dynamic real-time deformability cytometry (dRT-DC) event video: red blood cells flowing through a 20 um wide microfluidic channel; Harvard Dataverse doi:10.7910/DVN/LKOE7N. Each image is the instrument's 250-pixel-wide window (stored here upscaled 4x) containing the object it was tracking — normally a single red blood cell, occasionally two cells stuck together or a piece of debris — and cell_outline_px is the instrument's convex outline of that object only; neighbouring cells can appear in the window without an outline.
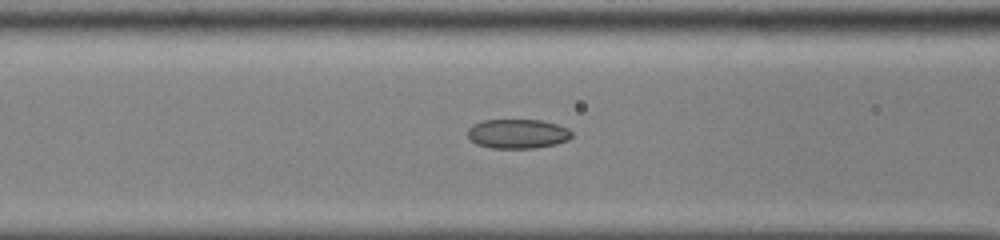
{"species": "common noctule bat (a hibernating species)", "species_latin": "Nyctalus noctula", "temperature_condition": "cold", "stored_images_in_passage": 53, "camera_frame_rate_fps": 3000, "um_per_image_px": 0.085, "animal": {"sex": "male", "body_mass_g": 13.0, "forearm_length_mm": 53.1}, "frame": {"image": 1, "passage_image": 23, "time_ms": 7.333, "image_size_px": [1000, 240], "cell_outline_px": [[572, 136], [568, 140], [556, 144], [536, 148], [492, 148], [476, 144], [468, 136], [468, 128], [472, 124], [484, 120], [540, 120], [556, 124], [568, 128], [572, 132]], "centroid_in_image_um": [44.0, 11.37], "position_along_channel_um": 122.6, "area_um2": 17.86}}
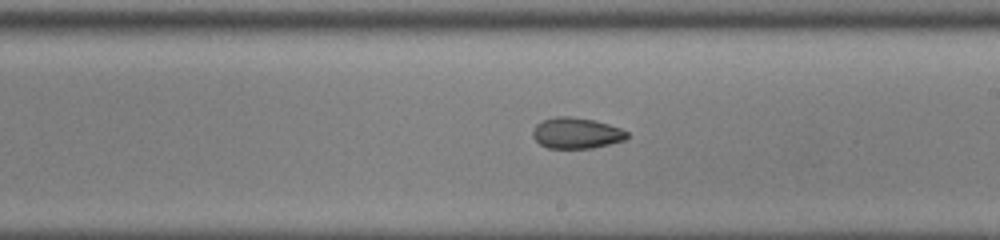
{"frame": {"image": 2, "passage_image": 32, "time_ms": 10.333, "image_size_px": [1000, 240], "cell_outline_px": [[628, 136], [624, 140], [592, 148], [548, 148], [540, 144], [532, 136], [532, 132], [536, 124], [544, 120], [556, 116], [568, 116], [592, 120], [608, 124], [620, 128], [628, 132]], "centroid_in_image_um": [48.97, 11.31], "position_along_channel_um": 240.0, "area_um2": 16.82}}
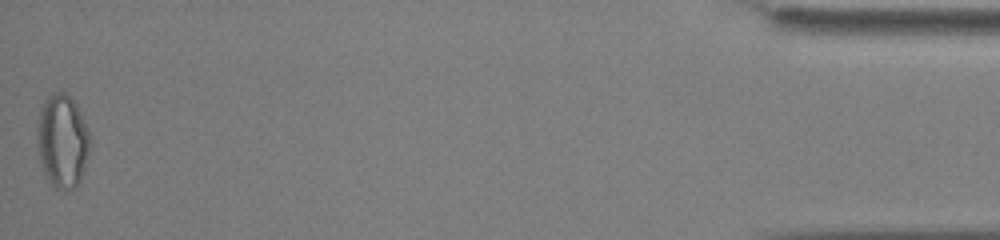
{"frame": {"image": 3, "passage_image": 53, "time_ms": 17.333, "image_size_px": [1000, 240], "cell_outline_px": [[92, 140], [80, 180], [72, 188], [56, 188], [48, 180], [44, 172], [40, 160], [36, 140], [36, 132], [40, 104], [52, 92], [64, 92], [76, 104], [80, 112]], "centroid_in_image_um": [5.28, 11.93], "position_along_channel_um": 429.9, "area_um2": 28.67}, "authors_computed_cell_mechanics": {"area_um2": 19.8254, "velocity_mm_per_s": 3.9138, "shape_relaxation_time_tau1_ms": null, "shape_relaxation_time_tau2_ms": 5.8752, "deformation_change_tau1": null, "deformation_change_tau2": 0.095}}